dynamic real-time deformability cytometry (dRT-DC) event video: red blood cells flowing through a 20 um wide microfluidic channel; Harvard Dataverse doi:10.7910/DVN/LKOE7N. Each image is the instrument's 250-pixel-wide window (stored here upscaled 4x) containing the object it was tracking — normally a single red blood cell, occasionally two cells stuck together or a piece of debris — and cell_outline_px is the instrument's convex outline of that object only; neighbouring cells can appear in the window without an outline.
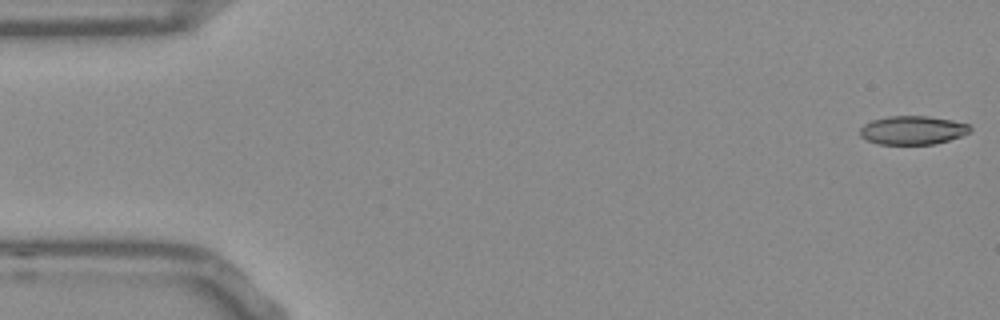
{"species": "Egyptian fruit bat (a non-hibernating species)", "species_latin": "Rousettus aegyptiacus", "temperature_condition": "room temperature", "stored_images_in_passage": 53, "camera_frame_rate_fps": 3000, "um_per_image_px": 0.085, "frame": {"image": 1, "passage_image": 1, "time_ms": 0.0, "image_size_px": [1000, 320], "cell_outline_px": [[972, 132], [936, 144], [880, 144], [868, 140], [860, 136], [860, 128], [864, 124], [872, 120], [888, 116], [928, 116], [952, 120], [968, 124], [972, 128]], "centroid_in_image_um": [77.59, 11.06], "position_along_channel_um": 7.4, "area_um2": 18.38}}
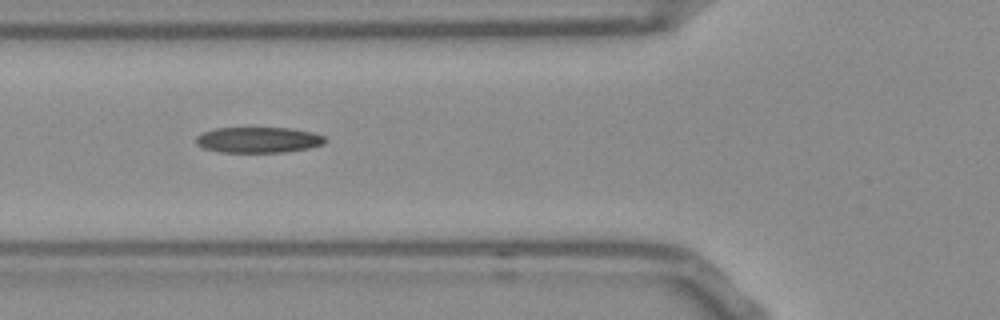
{"frame": {"image": 2, "passage_image": 19, "time_ms": 6.0, "image_size_px": [1000, 320], "cell_outline_px": [[328, 140], [324, 144], [308, 148], [284, 152], [220, 152], [204, 148], [196, 144], [196, 136], [204, 132], [216, 128], [292, 128], [312, 132], [324, 136]], "centroid_in_image_um": [21.98, 11.89], "position_along_channel_um": 103.8, "area_um2": 19.36}}
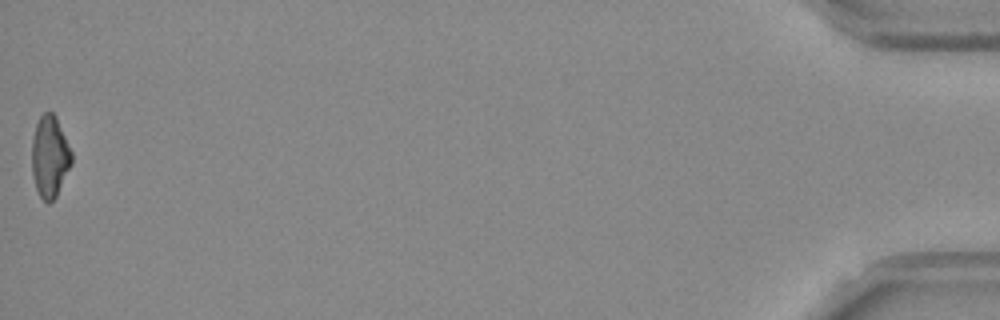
{"frame": {"image": 3, "passage_image": 53, "time_ms": 17.333, "image_size_px": [1000, 320], "cell_outline_px": [[72, 164], [56, 196], [48, 204], [40, 196], [36, 188], [32, 176], [32, 136], [36, 124], [40, 116], [44, 112], [52, 112], [56, 116], [72, 152]], "centroid_in_image_um": [4.23, 13.3], "position_along_channel_um": 431.0, "area_um2": 18.96}, "authors_computed_cell_mechanics": {"area_um2": 19.363, "velocity_mm_per_s": 3.8044, "shape_relaxation_time_tau1_ms": null, "shape_relaxation_time_tau2_ms": 3.9311, "deformation_change_tau1": null, "deformation_change_tau2": 0.1263}}